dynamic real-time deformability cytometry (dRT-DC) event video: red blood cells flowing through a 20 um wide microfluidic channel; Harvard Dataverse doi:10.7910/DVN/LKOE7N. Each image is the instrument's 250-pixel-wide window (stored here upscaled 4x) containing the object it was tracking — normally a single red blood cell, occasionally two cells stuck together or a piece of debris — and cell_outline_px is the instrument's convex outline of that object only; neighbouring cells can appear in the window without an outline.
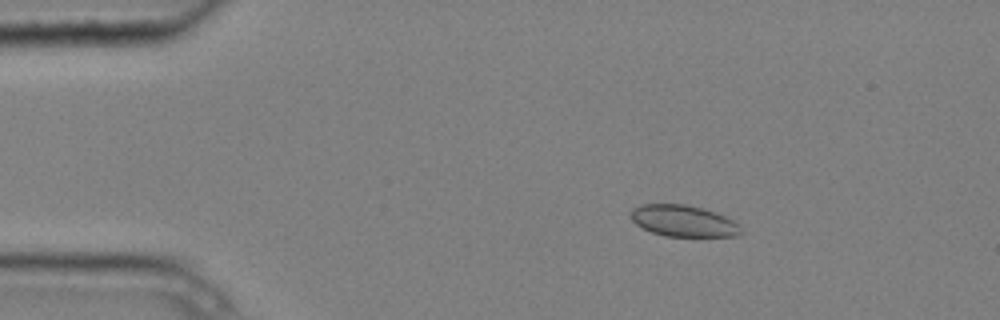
{"species": "common noctule bat (a hibernating species)", "species_latin": "Nyctalus noctula", "temperature_condition": "cold", "stored_images_in_passage": 4, "camera_frame_rate_fps": 3000, "um_per_image_px": 0.085, "animal": {"sex": "male", "body_mass_g": 20.4}, "frame": {"image": 1, "passage_image": 1, "time_ms": 0.0, "image_size_px": [1000, 320], "cell_outline_px": [[740, 232], [736, 236], [664, 236], [652, 232], [636, 224], [628, 216], [628, 212], [632, 208], [640, 204], [684, 204], [716, 212], [732, 220], [740, 228]], "centroid_in_image_um": [58.0, 18.76], "position_along_channel_um": 27.0, "area_um2": 20.06}}